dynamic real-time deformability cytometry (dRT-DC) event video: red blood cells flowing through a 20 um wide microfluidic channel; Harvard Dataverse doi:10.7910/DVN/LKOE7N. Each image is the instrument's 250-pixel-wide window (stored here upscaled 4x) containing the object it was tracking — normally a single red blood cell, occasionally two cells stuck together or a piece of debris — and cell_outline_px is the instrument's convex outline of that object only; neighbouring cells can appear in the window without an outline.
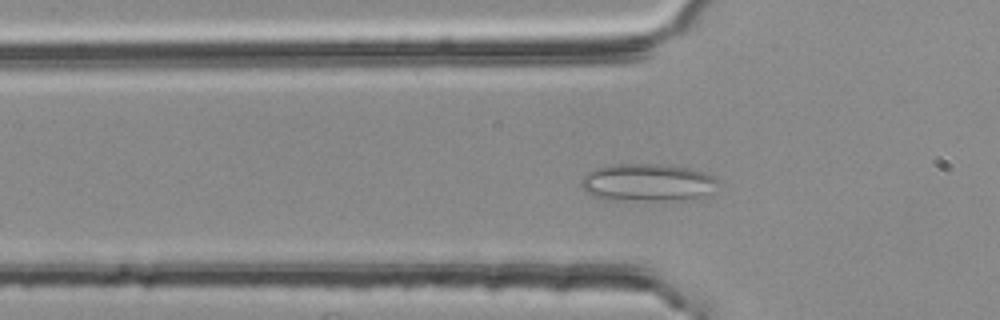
{"species": "common noctule bat (a hibernating species)", "species_latin": "Nyctalus noctula", "temperature_condition": "room temperature", "stored_images_in_passage": 40, "camera_frame_rate_fps": 3000, "um_per_image_px": 0.085, "animal": {"sex": "female", "body_mass_g": 25.1}, "frame": {"image": 1, "passage_image": 6, "time_ms": 1.667, "image_size_px": [1000, 320], "cell_outline_px": [[720, 180], [712, 196], [672, 200], [608, 200], [592, 196], [584, 192], [580, 184], [580, 180], [588, 172], [596, 168], [612, 164], [656, 164], [688, 168], [704, 172]], "centroid_in_image_um": [55.05, 15.53], "position_along_channel_um": 70.8, "area_um2": 30.4}}
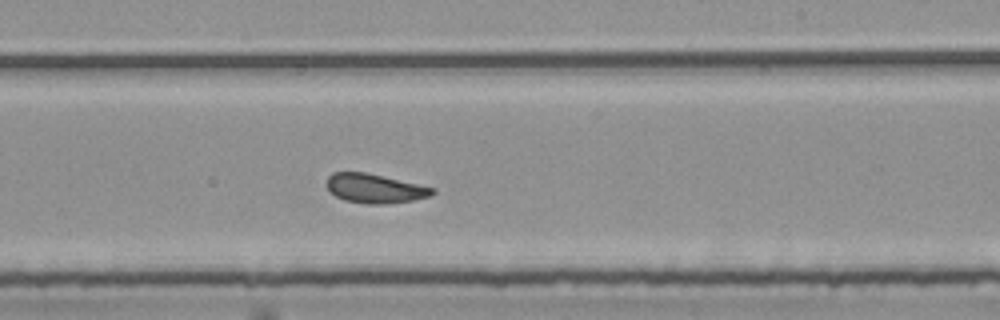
{"frame": {"image": 2, "passage_image": 21, "time_ms": 6.667, "image_size_px": [1000, 320], "cell_outline_px": [[436, 192], [428, 196], [412, 200], [388, 204], [368, 204], [344, 200], [336, 196], [324, 184], [328, 176], [332, 172], [364, 172], [436, 188]], "centroid_in_image_um": [31.83, 16.02], "position_along_channel_um": 257.2, "area_um2": 17.92}}
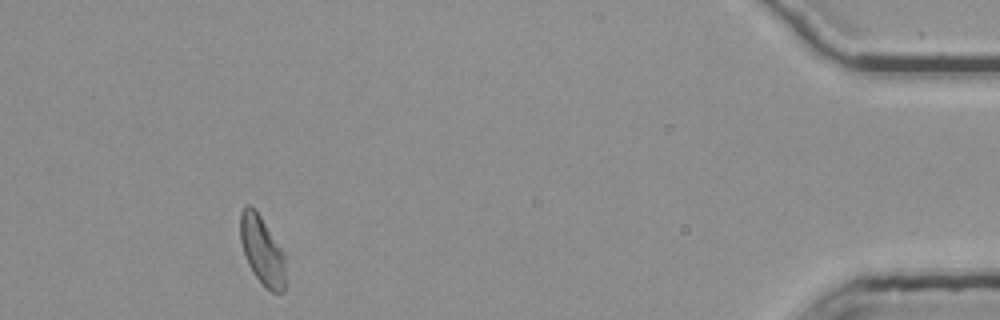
{"frame": {"image": 3, "passage_image": 39, "time_ms": 12.667, "image_size_px": [1000, 320], "cell_outline_px": [[284, 292], [272, 292], [252, 272], [244, 256], [240, 240], [240, 212], [248, 204], [260, 216], [280, 248], [284, 256]], "centroid_in_image_um": [22.24, 21.29], "position_along_channel_um": 413.0, "area_um2": 17.46}, "authors_computed_cell_mechanics": {"area_um2": 18.6694, "velocity_mm_per_s": 3.7273, "shape_relaxation_time_tau1_ms": null, "shape_relaxation_time_tau2_ms": 1.2556, "deformation_change_tau1": null, "deformation_change_tau2": 0.0865}}